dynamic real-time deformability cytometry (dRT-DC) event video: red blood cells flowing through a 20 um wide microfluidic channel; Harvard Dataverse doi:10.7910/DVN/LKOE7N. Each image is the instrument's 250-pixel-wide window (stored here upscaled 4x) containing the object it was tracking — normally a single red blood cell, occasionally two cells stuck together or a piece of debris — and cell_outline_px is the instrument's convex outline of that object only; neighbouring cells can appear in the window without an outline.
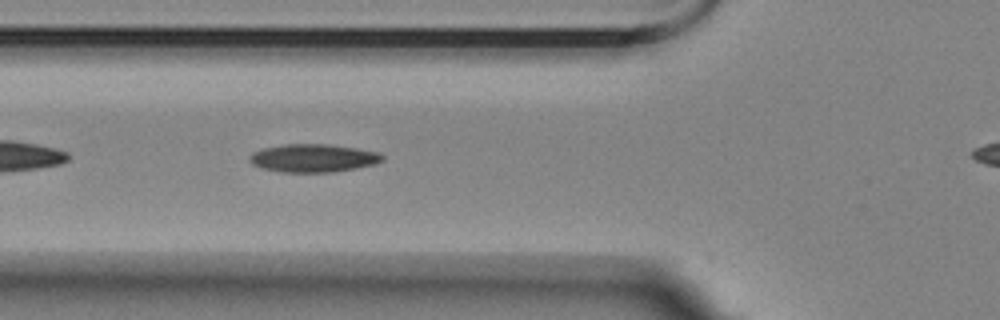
{"species": "Egyptian fruit bat (a non-hibernating species)", "species_latin": "Rousettus aegyptiacus", "temperature_condition": "room temperature", "stored_images_in_passage": 36, "camera_frame_rate_fps": 3000, "um_per_image_px": 0.085, "animal": {"sex": "female"}, "frame": {"image": 1, "passage_image": 6, "time_ms": 1.667, "image_size_px": [1000, 320], "cell_outline_px": [[384, 160], [376, 164], [336, 172], [280, 172], [260, 168], [252, 164], [248, 160], [248, 156], [252, 152], [264, 148], [284, 144], [328, 144], [356, 148], [380, 152], [384, 156]], "centroid_in_image_um": [26.62, 13.44], "position_along_channel_um": 99.2, "area_um2": 22.02}}
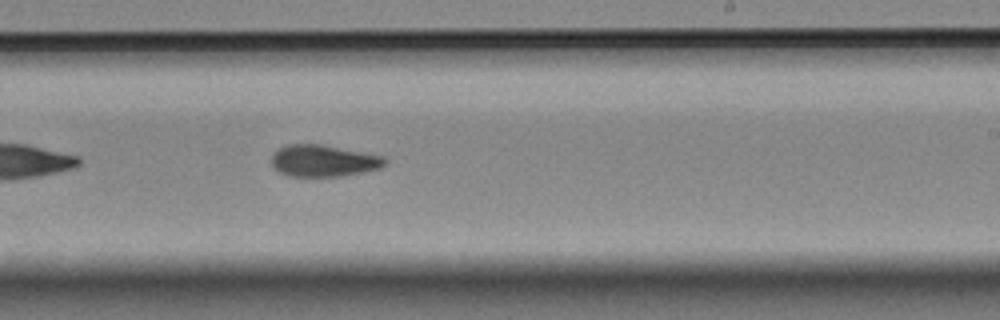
{"frame": {"image": 2, "passage_image": 20, "time_ms": 6.333, "image_size_px": [1000, 320], "cell_outline_px": [[388, 160], [380, 168], [364, 172], [340, 176], [288, 176], [280, 172], [272, 164], [272, 156], [280, 148], [288, 144], [320, 144], [384, 156]], "centroid_in_image_um": [27.52, 13.67], "position_along_channel_um": 261.5, "area_um2": 20.75}}
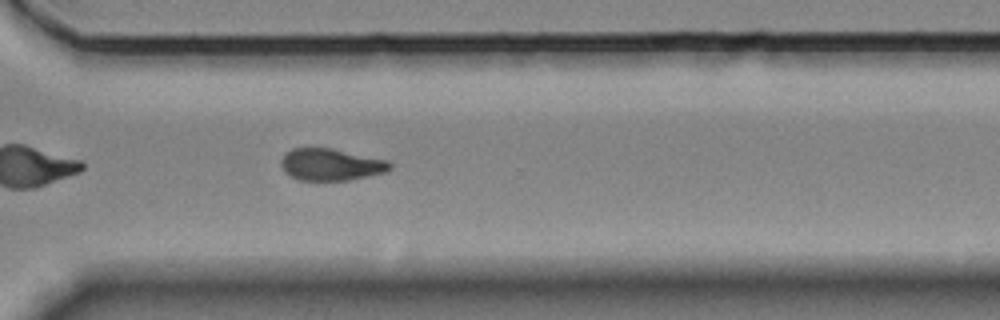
{"frame": {"image": 3, "passage_image": 27, "time_ms": 8.667, "image_size_px": [1000, 320], "cell_outline_px": [[392, 168], [384, 172], [368, 176], [348, 180], [300, 180], [284, 172], [280, 164], [280, 160], [284, 152], [292, 148], [332, 148], [388, 160], [392, 164]], "centroid_in_image_um": [28.1, 13.97], "position_along_channel_um": 342.5, "area_um2": 20.35}, "authors_computed_cell_mechanics": {"area_um2": 20.8658, "velocity_mm_per_s": 3.4723, "shape_relaxation_time_tau1_ms": null, "shape_relaxation_time_tau2_ms": 4.94, "deformation_change_tau1": null, "deformation_change_tau2": 0.1046}}